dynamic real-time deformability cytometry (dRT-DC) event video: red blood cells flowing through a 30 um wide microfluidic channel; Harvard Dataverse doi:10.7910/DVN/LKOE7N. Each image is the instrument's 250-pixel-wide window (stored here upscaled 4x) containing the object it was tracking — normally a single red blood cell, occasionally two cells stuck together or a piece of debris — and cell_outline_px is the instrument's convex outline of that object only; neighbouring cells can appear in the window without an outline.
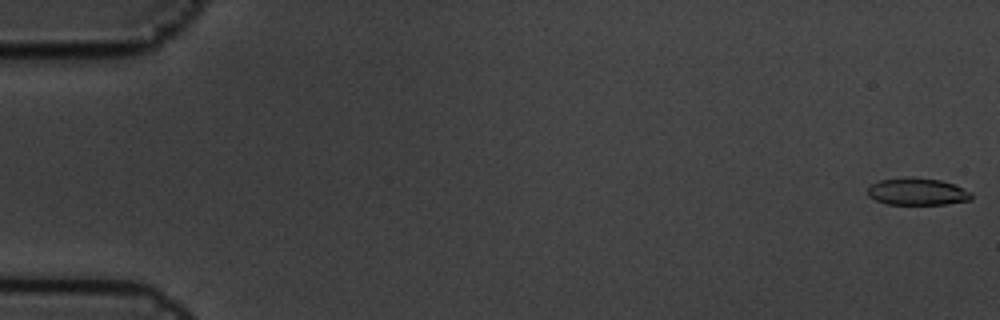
{"species": "common noctule bat (a hibernating species)", "species_latin": "Nyctalus noctula", "temperature_condition": "cold", "stored_images_in_passage": 6, "camera_frame_rate_fps": 3000, "um_per_image_px": 0.085, "animal": {"sex": "male", "body_mass_g": 19.5, "forearm_length_mm": 54.6}, "frame": {"image": 1, "passage_image": 1, "time_ms": 0.0, "image_size_px": [1000, 320], "cell_outline_px": [[972, 200], [948, 204], [888, 204], [876, 200], [868, 196], [868, 184], [880, 180], [908, 176], [912, 176], [940, 180], [952, 184], [972, 192]], "centroid_in_image_um": [77.96, 16.28], "position_along_channel_um": 7.0, "area_um2": 16.59}}
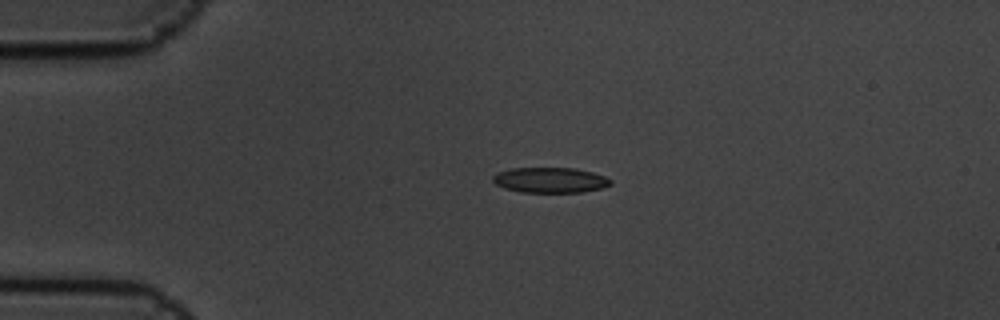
{"frame": {"image": 2, "passage_image": 5, "time_ms": 1.333, "image_size_px": [1000, 320], "cell_outline_px": [[612, 184], [604, 188], [584, 192], [520, 192], [504, 188], [496, 184], [492, 180], [492, 176], [496, 172], [512, 168], [576, 168], [592, 172], [604, 176], [612, 180]], "centroid_in_image_um": [46.77, 15.31], "position_along_channel_um": 38.2, "area_um2": 17.57}}